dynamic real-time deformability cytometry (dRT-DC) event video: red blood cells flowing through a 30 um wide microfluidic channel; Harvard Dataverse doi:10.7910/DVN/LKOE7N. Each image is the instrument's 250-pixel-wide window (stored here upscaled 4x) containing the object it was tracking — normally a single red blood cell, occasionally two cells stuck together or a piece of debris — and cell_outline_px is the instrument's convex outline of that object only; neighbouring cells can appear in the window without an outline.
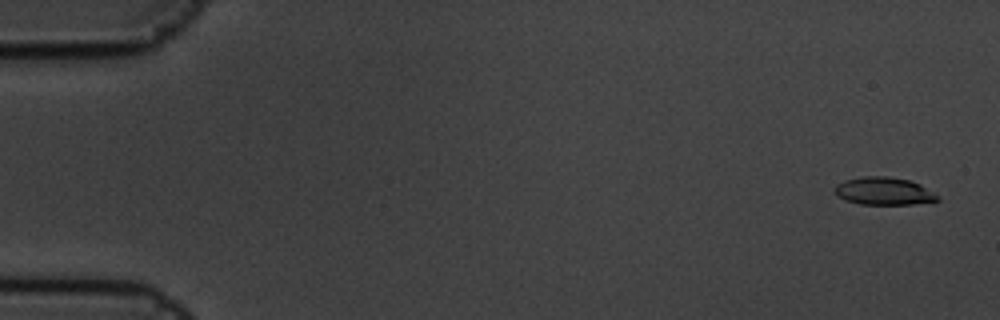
{"species": "common noctule bat (a hibernating species)", "species_latin": "Nyctalus noctula", "temperature_condition": "cold", "stored_images_in_passage": 6, "camera_frame_rate_fps": 3000, "um_per_image_px": 0.085, "animal": {"sex": "male", "body_mass_g": 19.5, "forearm_length_mm": 54.6}, "frame": {"image": 1, "passage_image": 1, "time_ms": 0.0, "image_size_px": [1000, 320], "cell_outline_px": [[940, 200], [912, 204], [860, 204], [844, 200], [836, 196], [832, 188], [836, 184], [844, 180], [860, 176], [888, 176], [908, 180], [920, 184], [940, 196]], "centroid_in_image_um": [75.07, 16.24], "position_along_channel_um": 9.9, "area_um2": 16.82}}
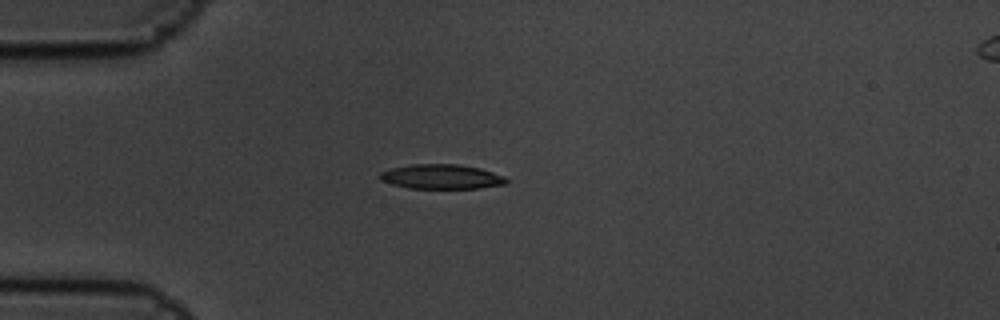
{"frame": {"image": 2, "passage_image": 5, "time_ms": 1.333, "image_size_px": [1000, 320], "cell_outline_px": [[508, 180], [504, 184], [480, 188], [408, 188], [392, 184], [380, 180], [380, 172], [392, 168], [412, 164], [460, 164], [480, 168], [504, 176]], "centroid_in_image_um": [37.52, 15.01], "position_along_channel_um": 47.5, "area_um2": 18.03}}